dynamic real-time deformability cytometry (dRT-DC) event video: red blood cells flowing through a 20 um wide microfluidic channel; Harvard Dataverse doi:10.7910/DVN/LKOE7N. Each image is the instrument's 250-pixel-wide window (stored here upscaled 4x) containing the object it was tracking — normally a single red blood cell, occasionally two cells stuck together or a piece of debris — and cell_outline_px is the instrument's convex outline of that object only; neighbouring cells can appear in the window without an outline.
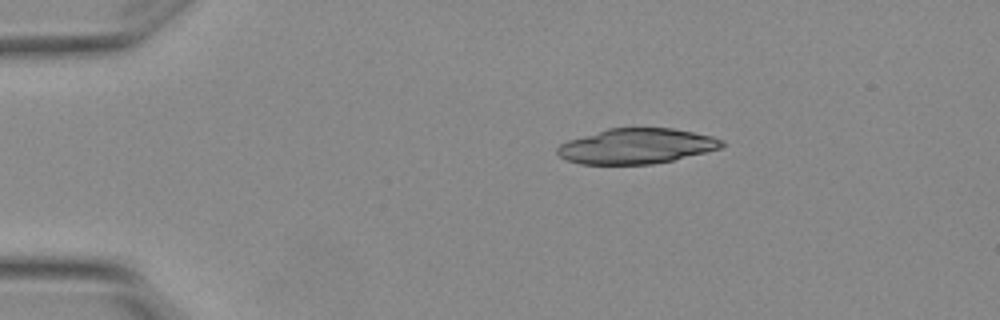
{"species": "Egyptian fruit bat (a non-hibernating species)", "species_latin": "Rousettus aegyptiacus", "temperature_condition": "warm", "stored_images_in_passage": 2, "camera_frame_rate_fps": 3000, "um_per_image_px": 0.085, "animal": {"sex": "female"}, "frame": {"image": 1, "passage_image": 1, "time_ms": 0.0, "image_size_px": [1000, 320], "cell_outline_px": [[724, 144], [720, 148], [672, 160], [652, 164], [580, 164], [568, 160], [560, 156], [556, 152], [556, 148], [560, 144], [568, 140], [608, 128], [672, 128], [712, 136], [724, 140]], "centroid_in_image_um": [54.07, 12.42], "position_along_channel_um": 30.9, "area_um2": 33.52}}